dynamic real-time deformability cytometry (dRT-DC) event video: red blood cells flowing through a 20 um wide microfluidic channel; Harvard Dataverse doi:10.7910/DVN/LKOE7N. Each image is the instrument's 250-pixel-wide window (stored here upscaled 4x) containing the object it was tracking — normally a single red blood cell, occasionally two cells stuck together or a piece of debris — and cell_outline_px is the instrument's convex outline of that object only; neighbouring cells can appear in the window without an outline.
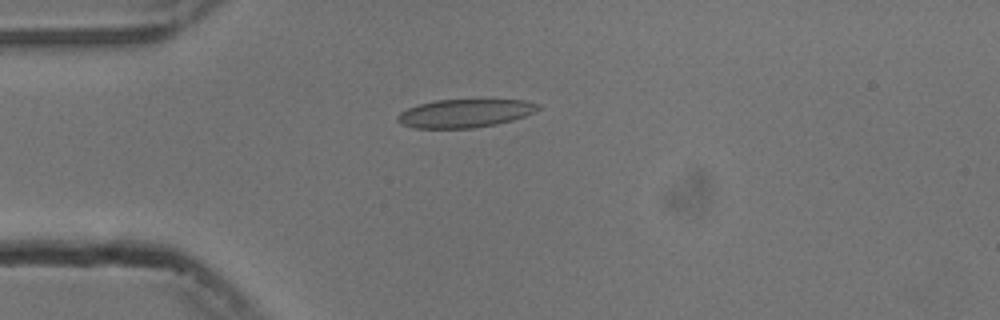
{"species": "common noctule bat (a hibernating species)", "species_latin": "Nyctalus noctula", "temperature_condition": "cold", "stored_images_in_passage": 41, "camera_frame_rate_fps": 3000, "um_per_image_px": 0.085, "animal": {"sex": "male", "body_mass_g": 13.3}, "frame": {"image": 1, "passage_image": 1, "time_ms": 0.0, "image_size_px": [1000, 320], "cell_outline_px": [[540, 108], [536, 112], [512, 120], [496, 124], [472, 128], [416, 128], [400, 124], [396, 120], [396, 116], [400, 112], [408, 108], [420, 104], [436, 100], [524, 100], [540, 104]], "centroid_in_image_um": [39.51, 9.63], "position_along_channel_um": 45.5, "area_um2": 23.12}}
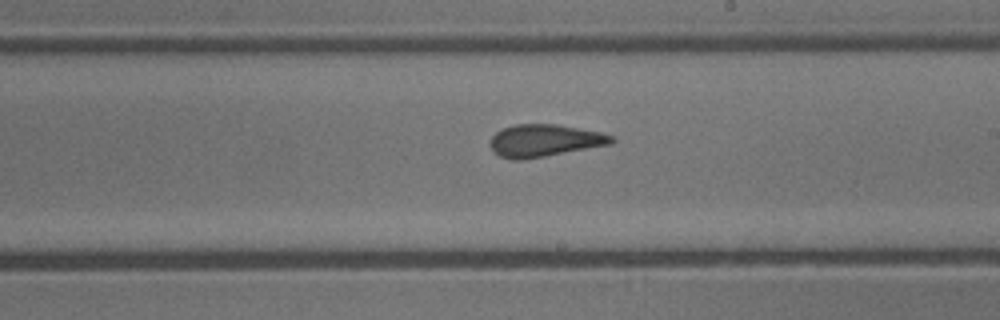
{"frame": {"image": 2, "passage_image": 18, "time_ms": 5.667, "image_size_px": [1000, 320], "cell_outline_px": [[616, 140], [612, 144], [544, 156], [520, 160], [512, 160], [500, 156], [492, 152], [488, 144], [492, 136], [496, 132], [504, 128], [516, 124], [556, 124], [600, 132], [612, 136]], "centroid_in_image_um": [46.24, 11.95], "position_along_channel_um": 242.8, "area_um2": 22.83}}
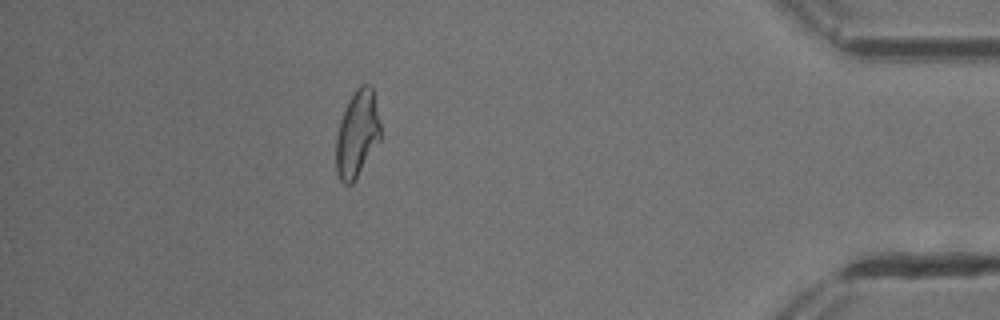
{"frame": {"image": 3, "passage_image": 35, "time_ms": 11.333, "image_size_px": [1000, 320], "cell_outline_px": [[380, 140], [356, 180], [352, 184], [344, 184], [340, 180], [336, 172], [336, 136], [340, 120], [348, 100], [360, 84], [368, 84], [372, 88], [380, 124]], "centroid_in_image_um": [30.34, 11.42], "position_along_channel_um": 404.9, "area_um2": 22.48}, "authors_computed_cell_mechanics": {"area_um2": 22.7154, "velocity_mm_per_s": 3.7612, "shape_relaxation_time_tau1_ms": 9.4433, "shape_relaxation_time_tau2_ms": 1.432, "deformation_change_tau1": 0.1933, "deformation_change_tau2": 0.0769}}